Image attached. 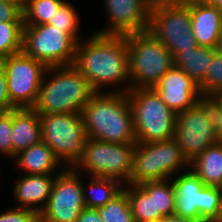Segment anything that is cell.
Instances as JSON below:
<instances>
[{"label": "cell", "mask_w": 222, "mask_h": 222, "mask_svg": "<svg viewBox=\"0 0 222 222\" xmlns=\"http://www.w3.org/2000/svg\"><path fill=\"white\" fill-rule=\"evenodd\" d=\"M188 170L172 180L175 214L205 222L222 221V188L204 185L190 168Z\"/></svg>", "instance_id": "9c48e42d"}, {"label": "cell", "mask_w": 222, "mask_h": 222, "mask_svg": "<svg viewBox=\"0 0 222 222\" xmlns=\"http://www.w3.org/2000/svg\"><path fill=\"white\" fill-rule=\"evenodd\" d=\"M97 209L103 222H135L127 193L124 190L105 206Z\"/></svg>", "instance_id": "83f0119b"}, {"label": "cell", "mask_w": 222, "mask_h": 222, "mask_svg": "<svg viewBox=\"0 0 222 222\" xmlns=\"http://www.w3.org/2000/svg\"><path fill=\"white\" fill-rule=\"evenodd\" d=\"M12 158L41 141L39 114L33 108L12 109Z\"/></svg>", "instance_id": "d6986e66"}, {"label": "cell", "mask_w": 222, "mask_h": 222, "mask_svg": "<svg viewBox=\"0 0 222 222\" xmlns=\"http://www.w3.org/2000/svg\"><path fill=\"white\" fill-rule=\"evenodd\" d=\"M88 138L109 143L136 142L127 93L95 92L82 111Z\"/></svg>", "instance_id": "7a4b0ae2"}, {"label": "cell", "mask_w": 222, "mask_h": 222, "mask_svg": "<svg viewBox=\"0 0 222 222\" xmlns=\"http://www.w3.org/2000/svg\"><path fill=\"white\" fill-rule=\"evenodd\" d=\"M216 52L217 54L222 56V32L220 33L219 37H218V43L216 46Z\"/></svg>", "instance_id": "f35d334b"}, {"label": "cell", "mask_w": 222, "mask_h": 222, "mask_svg": "<svg viewBox=\"0 0 222 222\" xmlns=\"http://www.w3.org/2000/svg\"><path fill=\"white\" fill-rule=\"evenodd\" d=\"M138 186L146 194H154L155 214H175V191L171 181L144 182Z\"/></svg>", "instance_id": "d4e9b609"}, {"label": "cell", "mask_w": 222, "mask_h": 222, "mask_svg": "<svg viewBox=\"0 0 222 222\" xmlns=\"http://www.w3.org/2000/svg\"><path fill=\"white\" fill-rule=\"evenodd\" d=\"M211 105V117L218 139L222 141V91L206 98Z\"/></svg>", "instance_id": "d6a6232c"}, {"label": "cell", "mask_w": 222, "mask_h": 222, "mask_svg": "<svg viewBox=\"0 0 222 222\" xmlns=\"http://www.w3.org/2000/svg\"><path fill=\"white\" fill-rule=\"evenodd\" d=\"M203 98H208L211 95L222 91V56L216 54L213 57L212 63L204 80L198 85Z\"/></svg>", "instance_id": "f546056e"}, {"label": "cell", "mask_w": 222, "mask_h": 222, "mask_svg": "<svg viewBox=\"0 0 222 222\" xmlns=\"http://www.w3.org/2000/svg\"><path fill=\"white\" fill-rule=\"evenodd\" d=\"M12 110L0 113V153L12 157Z\"/></svg>", "instance_id": "4dcf8cb0"}, {"label": "cell", "mask_w": 222, "mask_h": 222, "mask_svg": "<svg viewBox=\"0 0 222 222\" xmlns=\"http://www.w3.org/2000/svg\"><path fill=\"white\" fill-rule=\"evenodd\" d=\"M152 2L153 0H104L109 23L97 33L126 36L148 31Z\"/></svg>", "instance_id": "9a60e30c"}, {"label": "cell", "mask_w": 222, "mask_h": 222, "mask_svg": "<svg viewBox=\"0 0 222 222\" xmlns=\"http://www.w3.org/2000/svg\"><path fill=\"white\" fill-rule=\"evenodd\" d=\"M80 171L65 167L56 174L49 200L39 214L42 222H77L86 208Z\"/></svg>", "instance_id": "5bb4252c"}, {"label": "cell", "mask_w": 222, "mask_h": 222, "mask_svg": "<svg viewBox=\"0 0 222 222\" xmlns=\"http://www.w3.org/2000/svg\"><path fill=\"white\" fill-rule=\"evenodd\" d=\"M23 22H0V59L23 50Z\"/></svg>", "instance_id": "4316f807"}, {"label": "cell", "mask_w": 222, "mask_h": 222, "mask_svg": "<svg viewBox=\"0 0 222 222\" xmlns=\"http://www.w3.org/2000/svg\"><path fill=\"white\" fill-rule=\"evenodd\" d=\"M132 88H152L174 66L172 53L149 31L127 35Z\"/></svg>", "instance_id": "277c9868"}, {"label": "cell", "mask_w": 222, "mask_h": 222, "mask_svg": "<svg viewBox=\"0 0 222 222\" xmlns=\"http://www.w3.org/2000/svg\"><path fill=\"white\" fill-rule=\"evenodd\" d=\"M209 4L222 11V0H210Z\"/></svg>", "instance_id": "ab89813d"}, {"label": "cell", "mask_w": 222, "mask_h": 222, "mask_svg": "<svg viewBox=\"0 0 222 222\" xmlns=\"http://www.w3.org/2000/svg\"><path fill=\"white\" fill-rule=\"evenodd\" d=\"M185 167L188 168L189 163L174 138L148 143L136 142L132 173L126 184L169 180Z\"/></svg>", "instance_id": "8992f818"}, {"label": "cell", "mask_w": 222, "mask_h": 222, "mask_svg": "<svg viewBox=\"0 0 222 222\" xmlns=\"http://www.w3.org/2000/svg\"><path fill=\"white\" fill-rule=\"evenodd\" d=\"M6 1H10V2H13L17 5H19L22 9L24 8L27 0H6Z\"/></svg>", "instance_id": "60d3db41"}, {"label": "cell", "mask_w": 222, "mask_h": 222, "mask_svg": "<svg viewBox=\"0 0 222 222\" xmlns=\"http://www.w3.org/2000/svg\"><path fill=\"white\" fill-rule=\"evenodd\" d=\"M0 22H23L22 8L13 2L0 0Z\"/></svg>", "instance_id": "836d02e7"}, {"label": "cell", "mask_w": 222, "mask_h": 222, "mask_svg": "<svg viewBox=\"0 0 222 222\" xmlns=\"http://www.w3.org/2000/svg\"><path fill=\"white\" fill-rule=\"evenodd\" d=\"M65 0H27L23 10L24 25L47 24Z\"/></svg>", "instance_id": "484cf974"}, {"label": "cell", "mask_w": 222, "mask_h": 222, "mask_svg": "<svg viewBox=\"0 0 222 222\" xmlns=\"http://www.w3.org/2000/svg\"><path fill=\"white\" fill-rule=\"evenodd\" d=\"M47 24L61 29L70 34L77 42L80 41L79 36V15L76 8L71 3L65 1L56 11L53 18H50Z\"/></svg>", "instance_id": "f1b7e54d"}, {"label": "cell", "mask_w": 222, "mask_h": 222, "mask_svg": "<svg viewBox=\"0 0 222 222\" xmlns=\"http://www.w3.org/2000/svg\"><path fill=\"white\" fill-rule=\"evenodd\" d=\"M56 175L24 174L14 185V198L18 208L40 214L45 208L52 192Z\"/></svg>", "instance_id": "e0dca14e"}, {"label": "cell", "mask_w": 222, "mask_h": 222, "mask_svg": "<svg viewBox=\"0 0 222 222\" xmlns=\"http://www.w3.org/2000/svg\"><path fill=\"white\" fill-rule=\"evenodd\" d=\"M158 222H205V221L204 220L184 218V217H180L177 214H172V215H169V216L162 217L161 220L158 221Z\"/></svg>", "instance_id": "8d00e7d4"}, {"label": "cell", "mask_w": 222, "mask_h": 222, "mask_svg": "<svg viewBox=\"0 0 222 222\" xmlns=\"http://www.w3.org/2000/svg\"><path fill=\"white\" fill-rule=\"evenodd\" d=\"M123 190L127 193L135 222H158L164 217L155 214L154 194H146L136 184H124Z\"/></svg>", "instance_id": "cb8c5ba5"}, {"label": "cell", "mask_w": 222, "mask_h": 222, "mask_svg": "<svg viewBox=\"0 0 222 222\" xmlns=\"http://www.w3.org/2000/svg\"><path fill=\"white\" fill-rule=\"evenodd\" d=\"M152 88L175 114L194 107L203 99L198 84L174 66Z\"/></svg>", "instance_id": "2e32d148"}, {"label": "cell", "mask_w": 222, "mask_h": 222, "mask_svg": "<svg viewBox=\"0 0 222 222\" xmlns=\"http://www.w3.org/2000/svg\"><path fill=\"white\" fill-rule=\"evenodd\" d=\"M175 2L182 4V5H194V4H205L209 3L210 0H174Z\"/></svg>", "instance_id": "74e56055"}, {"label": "cell", "mask_w": 222, "mask_h": 222, "mask_svg": "<svg viewBox=\"0 0 222 222\" xmlns=\"http://www.w3.org/2000/svg\"><path fill=\"white\" fill-rule=\"evenodd\" d=\"M77 222H103L98 209L85 208L79 215Z\"/></svg>", "instance_id": "d590c367"}, {"label": "cell", "mask_w": 222, "mask_h": 222, "mask_svg": "<svg viewBox=\"0 0 222 222\" xmlns=\"http://www.w3.org/2000/svg\"><path fill=\"white\" fill-rule=\"evenodd\" d=\"M189 167L204 185L222 188V141L200 153Z\"/></svg>", "instance_id": "44dd1931"}, {"label": "cell", "mask_w": 222, "mask_h": 222, "mask_svg": "<svg viewBox=\"0 0 222 222\" xmlns=\"http://www.w3.org/2000/svg\"><path fill=\"white\" fill-rule=\"evenodd\" d=\"M90 177L91 181L88 184L89 186L85 188L83 185L86 208L97 209L105 206L123 190V186H121L123 184L119 180L113 178Z\"/></svg>", "instance_id": "603a6c76"}, {"label": "cell", "mask_w": 222, "mask_h": 222, "mask_svg": "<svg viewBox=\"0 0 222 222\" xmlns=\"http://www.w3.org/2000/svg\"><path fill=\"white\" fill-rule=\"evenodd\" d=\"M14 108L15 107L10 103L4 69L0 65V113L10 111Z\"/></svg>", "instance_id": "e575fe53"}, {"label": "cell", "mask_w": 222, "mask_h": 222, "mask_svg": "<svg viewBox=\"0 0 222 222\" xmlns=\"http://www.w3.org/2000/svg\"><path fill=\"white\" fill-rule=\"evenodd\" d=\"M10 103L15 108H32L37 100L47 67L23 50L0 59Z\"/></svg>", "instance_id": "4fadbf2b"}, {"label": "cell", "mask_w": 222, "mask_h": 222, "mask_svg": "<svg viewBox=\"0 0 222 222\" xmlns=\"http://www.w3.org/2000/svg\"><path fill=\"white\" fill-rule=\"evenodd\" d=\"M216 54V49L202 46L181 51L173 58L174 67L183 70L199 85L204 80L207 68Z\"/></svg>", "instance_id": "7402d4cb"}, {"label": "cell", "mask_w": 222, "mask_h": 222, "mask_svg": "<svg viewBox=\"0 0 222 222\" xmlns=\"http://www.w3.org/2000/svg\"><path fill=\"white\" fill-rule=\"evenodd\" d=\"M136 142L109 143L88 138L84 153L73 166L86 170L92 177L113 178L123 185L130 180Z\"/></svg>", "instance_id": "30bf717a"}, {"label": "cell", "mask_w": 222, "mask_h": 222, "mask_svg": "<svg viewBox=\"0 0 222 222\" xmlns=\"http://www.w3.org/2000/svg\"><path fill=\"white\" fill-rule=\"evenodd\" d=\"M39 214L23 208H11L0 214V222H39Z\"/></svg>", "instance_id": "1f68e13d"}, {"label": "cell", "mask_w": 222, "mask_h": 222, "mask_svg": "<svg viewBox=\"0 0 222 222\" xmlns=\"http://www.w3.org/2000/svg\"><path fill=\"white\" fill-rule=\"evenodd\" d=\"M14 159H16V166L24 174L55 175L65 168L51 148L42 140L20 151Z\"/></svg>", "instance_id": "ffe728a7"}, {"label": "cell", "mask_w": 222, "mask_h": 222, "mask_svg": "<svg viewBox=\"0 0 222 222\" xmlns=\"http://www.w3.org/2000/svg\"><path fill=\"white\" fill-rule=\"evenodd\" d=\"M47 75L49 80H46ZM94 93L88 81L74 65L48 67L32 108L38 114H82L84 106Z\"/></svg>", "instance_id": "3957f363"}, {"label": "cell", "mask_w": 222, "mask_h": 222, "mask_svg": "<svg viewBox=\"0 0 222 222\" xmlns=\"http://www.w3.org/2000/svg\"><path fill=\"white\" fill-rule=\"evenodd\" d=\"M74 66L95 92H104L105 85H121L125 82V87L110 89V92L127 93L131 89L127 35L94 33L85 41L81 39L77 44Z\"/></svg>", "instance_id": "6da1fadb"}, {"label": "cell", "mask_w": 222, "mask_h": 222, "mask_svg": "<svg viewBox=\"0 0 222 222\" xmlns=\"http://www.w3.org/2000/svg\"><path fill=\"white\" fill-rule=\"evenodd\" d=\"M78 42L51 24L24 25L23 51L47 68L74 65Z\"/></svg>", "instance_id": "8fae6325"}, {"label": "cell", "mask_w": 222, "mask_h": 222, "mask_svg": "<svg viewBox=\"0 0 222 222\" xmlns=\"http://www.w3.org/2000/svg\"><path fill=\"white\" fill-rule=\"evenodd\" d=\"M148 31L173 55L198 47L191 28L188 5L174 0H153Z\"/></svg>", "instance_id": "52a82bcc"}, {"label": "cell", "mask_w": 222, "mask_h": 222, "mask_svg": "<svg viewBox=\"0 0 222 222\" xmlns=\"http://www.w3.org/2000/svg\"><path fill=\"white\" fill-rule=\"evenodd\" d=\"M191 28L198 46L216 49L222 32V11L209 3L189 6Z\"/></svg>", "instance_id": "ac0fdd59"}, {"label": "cell", "mask_w": 222, "mask_h": 222, "mask_svg": "<svg viewBox=\"0 0 222 222\" xmlns=\"http://www.w3.org/2000/svg\"><path fill=\"white\" fill-rule=\"evenodd\" d=\"M127 96L132 108L136 142L174 138L176 114L153 88H132Z\"/></svg>", "instance_id": "5b68a950"}, {"label": "cell", "mask_w": 222, "mask_h": 222, "mask_svg": "<svg viewBox=\"0 0 222 222\" xmlns=\"http://www.w3.org/2000/svg\"><path fill=\"white\" fill-rule=\"evenodd\" d=\"M41 140L65 167H73L84 153L88 135L82 114H39Z\"/></svg>", "instance_id": "ba28073f"}, {"label": "cell", "mask_w": 222, "mask_h": 222, "mask_svg": "<svg viewBox=\"0 0 222 222\" xmlns=\"http://www.w3.org/2000/svg\"><path fill=\"white\" fill-rule=\"evenodd\" d=\"M174 139L188 163L220 141L213 125L211 105L206 98L176 114Z\"/></svg>", "instance_id": "7c38bea8"}]
</instances>
